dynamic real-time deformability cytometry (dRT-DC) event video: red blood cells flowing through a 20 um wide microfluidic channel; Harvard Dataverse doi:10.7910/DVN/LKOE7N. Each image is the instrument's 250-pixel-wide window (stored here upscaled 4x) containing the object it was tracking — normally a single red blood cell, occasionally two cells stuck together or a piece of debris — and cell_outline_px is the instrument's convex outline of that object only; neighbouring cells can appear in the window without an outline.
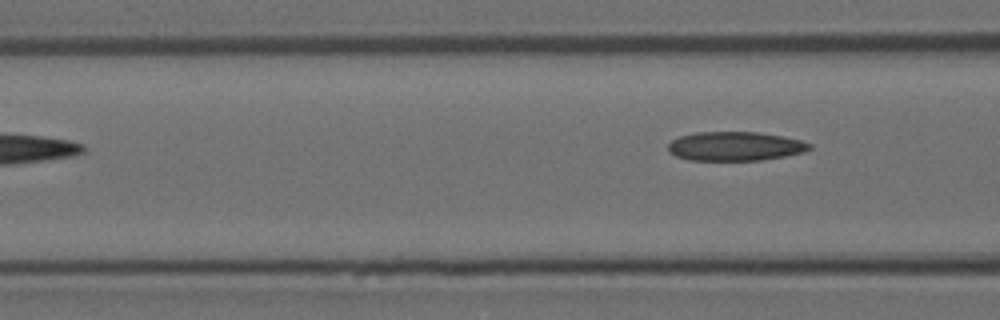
{"species": "Egyptian fruit bat (a non-hibernating species)", "species_latin": "Rousettus aegyptiacus", "temperature_condition": "room temperature", "stored_images_in_passage": 3, "camera_frame_rate_fps": 3000, "um_per_image_px": 0.085, "animal": {"sex": "female"}, "frame": {"image": 1, "passage_image": 3, "time_ms": 0.667, "image_size_px": [1000, 320], "cell_outline_px": [[812, 148], [804, 152], [784, 156], [760, 160], [688, 160], [676, 156], [668, 152], [668, 144], [672, 140], [680, 136], [696, 132], [760, 132], [784, 136], [800, 140], [812, 144]], "centroid_in_image_um": [62.49, 12.42], "position_along_channel_um": 104.1, "area_um2": 24.04}}